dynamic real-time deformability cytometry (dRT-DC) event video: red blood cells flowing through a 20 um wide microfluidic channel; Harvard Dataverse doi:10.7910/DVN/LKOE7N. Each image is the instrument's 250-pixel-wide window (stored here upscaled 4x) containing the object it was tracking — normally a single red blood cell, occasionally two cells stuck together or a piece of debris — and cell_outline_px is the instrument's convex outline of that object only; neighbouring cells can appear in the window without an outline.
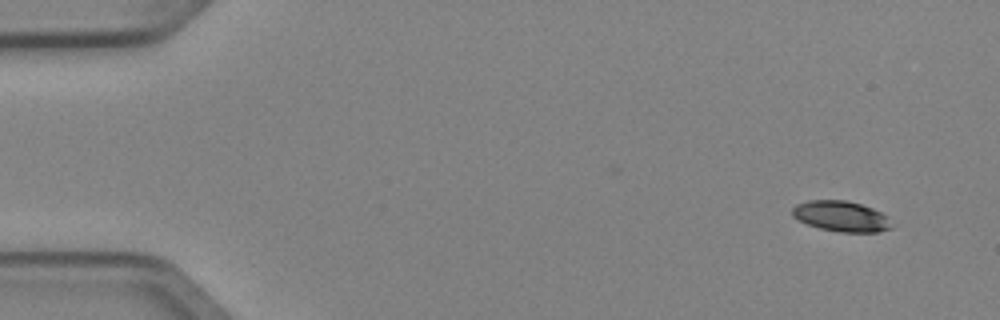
{"species": "Egyptian fruit bat (a non-hibernating species)", "species_latin": "Rousettus aegyptiacus", "temperature_condition": "cold", "stored_images_in_passage": 4, "camera_frame_rate_fps": 3000, "um_per_image_px": 0.085, "animal": {"sex": "female"}, "frame": {"image": 1, "passage_image": 1, "time_ms": 0.0, "image_size_px": [1000, 320], "cell_outline_px": [[892, 228], [880, 232], [840, 232], [820, 228], [808, 224], [792, 216], [792, 208], [796, 204], [808, 200], [844, 200], [860, 204], [872, 208], [880, 212], [884, 216]], "centroid_in_image_um": [71.45, 18.38], "position_along_channel_um": 13.5, "area_um2": 17.4}}
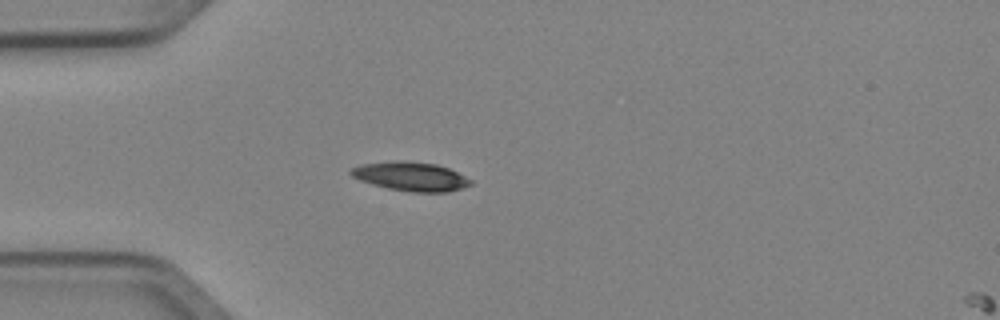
{"frame": {"image": 2, "passage_image": 4, "time_ms": 1.0, "image_size_px": [1000, 320], "cell_outline_px": [[472, 184], [448, 192], [412, 192], [388, 188], [372, 184], [360, 180], [352, 176], [348, 172], [352, 168], [360, 164], [396, 160], [400, 160], [436, 164], [448, 168], [472, 180]], "centroid_in_image_um": [34.89, 14.99], "position_along_channel_um": 50.1, "area_um2": 20.11}}